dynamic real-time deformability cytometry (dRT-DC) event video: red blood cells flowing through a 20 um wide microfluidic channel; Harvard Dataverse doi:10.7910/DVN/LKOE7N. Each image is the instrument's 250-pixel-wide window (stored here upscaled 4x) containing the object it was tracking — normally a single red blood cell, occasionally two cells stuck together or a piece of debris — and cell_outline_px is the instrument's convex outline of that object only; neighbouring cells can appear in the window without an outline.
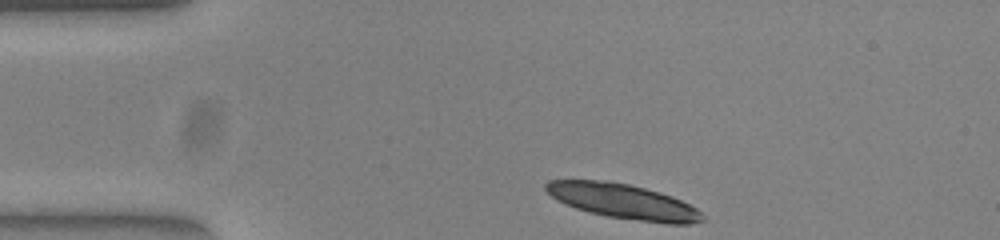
{"species": "common noctule bat (a hibernating species)", "species_latin": "Nyctalus noctula", "temperature_condition": "warm", "stored_images_in_passage": 12, "camera_frame_rate_fps": 3000, "um_per_image_px": 0.085, "animal": {"sex": "female", "body_mass_g": 23.0, "forearm_length_mm": 53.4}, "frame": {"image": 1, "passage_image": 1, "time_ms": 0.0, "image_size_px": [1000, 240], "cell_outline_px": [[704, 220], [688, 224], [668, 224], [608, 216], [588, 212], [576, 208], [556, 200], [544, 188], [544, 184], [548, 180], [608, 180], [628, 184], [644, 188], [672, 196], [696, 208], [704, 216]], "centroid_in_image_um": [52.95, 17.11], "position_along_channel_um": 32.1, "area_um2": 31.62}}